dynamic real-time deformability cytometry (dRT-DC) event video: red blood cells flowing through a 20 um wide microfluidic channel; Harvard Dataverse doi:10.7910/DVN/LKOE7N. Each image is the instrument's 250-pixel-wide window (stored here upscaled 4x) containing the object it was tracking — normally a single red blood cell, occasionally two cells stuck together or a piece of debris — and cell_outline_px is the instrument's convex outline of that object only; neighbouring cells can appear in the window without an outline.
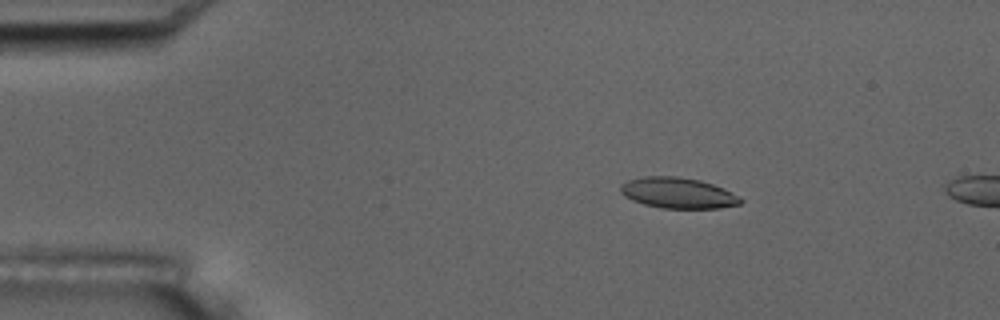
{"species": "common noctule bat (a hibernating species)", "species_latin": "Nyctalus noctula", "temperature_condition": "room temperature", "stored_images_in_passage": 5, "camera_frame_rate_fps": 3000, "um_per_image_px": 0.085, "animal": {"sex": "male", "body_mass_g": 17.5, "forearm_length_mm": 52.3}, "frame": {"image": 1, "passage_image": 3, "time_ms": 0.667, "image_size_px": [1000, 320], "cell_outline_px": [[744, 200], [740, 204], [720, 208], [660, 208], [644, 204], [632, 200], [624, 196], [620, 192], [620, 184], [628, 180], [644, 176], [680, 176], [700, 180], [724, 188], [740, 196]], "centroid_in_image_um": [57.63, 16.4], "position_along_channel_um": 27.4, "area_um2": 21.73}}